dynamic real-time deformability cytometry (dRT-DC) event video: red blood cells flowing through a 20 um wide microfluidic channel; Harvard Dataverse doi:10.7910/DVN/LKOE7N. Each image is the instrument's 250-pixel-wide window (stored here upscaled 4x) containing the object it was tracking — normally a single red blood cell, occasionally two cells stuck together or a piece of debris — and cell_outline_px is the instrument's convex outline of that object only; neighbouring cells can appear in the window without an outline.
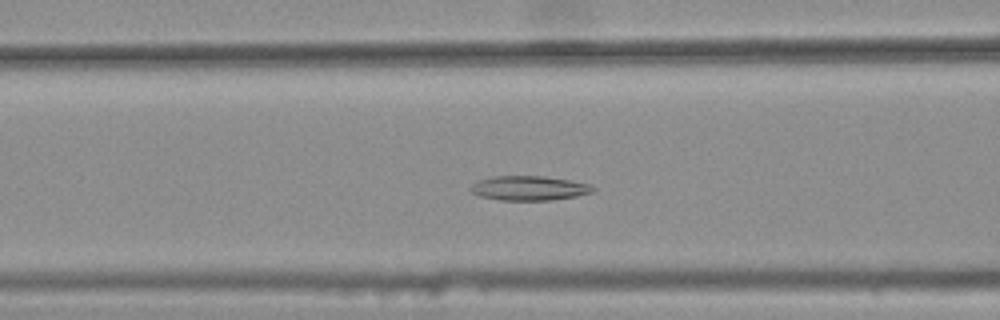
{"species": "common noctule bat (a hibernating species)", "species_latin": "Nyctalus noctula", "temperature_condition": "warm", "stored_images_in_passage": 34, "camera_frame_rate_fps": 3000, "um_per_image_px": 0.085, "animal": {"sex": "female", "body_mass_g": 25.1}, "frame": {"image": 1, "passage_image": 11, "time_ms": 3.333, "image_size_px": [1000, 320], "cell_outline_px": [[596, 188], [592, 192], [576, 196], [552, 200], [500, 200], [480, 196], [472, 192], [468, 188], [476, 180], [492, 176], [544, 176], [572, 180], [588, 184]], "centroid_in_image_um": [44.94, 15.98], "position_along_channel_um": 121.7, "area_um2": 17.57}}
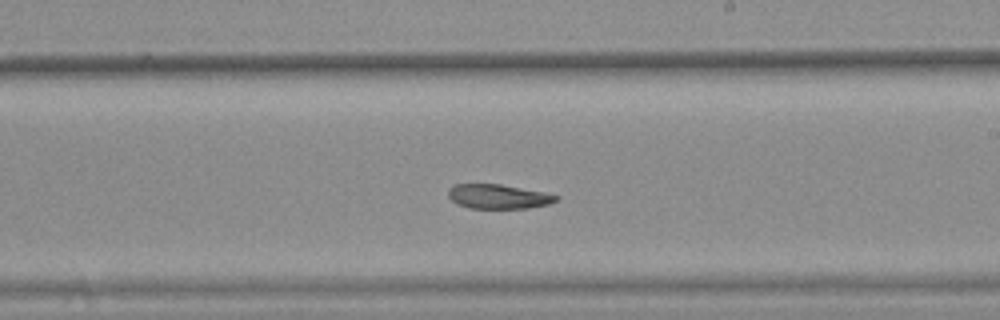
{"frame": {"image": 2, "passage_image": 21, "time_ms": 6.667, "image_size_px": [1000, 320], "cell_outline_px": [[560, 200], [548, 204], [528, 208], [472, 208], [456, 204], [448, 196], [448, 188], [456, 184], [500, 184], [544, 192], [560, 196]], "centroid_in_image_um": [42.37, 16.7], "position_along_channel_um": 246.6, "area_um2": 15.37}}
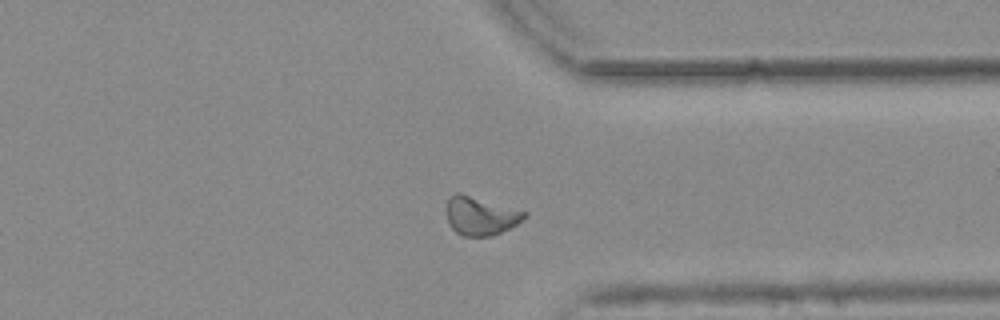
{"frame": {"image": 3, "passage_image": 31, "time_ms": 10.0, "image_size_px": [1000, 320], "cell_outline_px": [[528, 216], [516, 224], [492, 236], [464, 236], [456, 232], [448, 224], [448, 196], [456, 192], [460, 192], [528, 212]], "centroid_in_image_um": [40.85, 18.33], "position_along_channel_um": 370.6, "area_um2": 17.4}, "authors_computed_cell_mechanics": {"area_um2": 16.9354, "velocity_mm_per_s": 3.7611, "shape_relaxation_time_tau1_ms": null, "shape_relaxation_time_tau2_ms": 6.542, "deformation_change_tau1": null, "deformation_change_tau2": 0.1213}}